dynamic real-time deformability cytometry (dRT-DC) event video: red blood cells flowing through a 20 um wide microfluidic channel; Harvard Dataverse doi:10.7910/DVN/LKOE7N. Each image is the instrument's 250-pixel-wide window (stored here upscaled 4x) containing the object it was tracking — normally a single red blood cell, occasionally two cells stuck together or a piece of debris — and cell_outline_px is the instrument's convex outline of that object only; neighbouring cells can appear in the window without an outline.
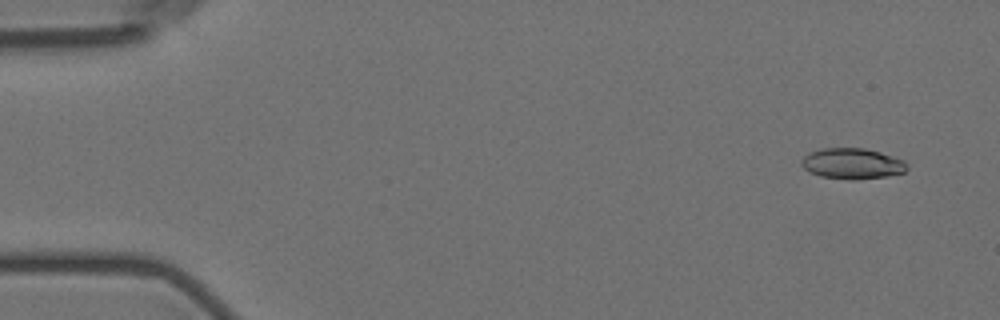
{"species": "Egyptian fruit bat (a non-hibernating species)", "species_latin": "Rousettus aegyptiacus", "temperature_condition": "room temperature", "stored_images_in_passage": 6, "segment_of_instrument_passage": [2, 2], "camera_frame_rate_fps": 3000, "um_per_image_px": 0.085, "animal": {"sex": "female"}, "frame": {"image": 1, "passage_image": 6, "time_ms": 6.0, "image_size_px": [1000, 320], "cell_outline_px": [[908, 168], [904, 172], [888, 176], [852, 180], [848, 180], [820, 176], [804, 168], [800, 164], [800, 160], [808, 152], [820, 148], [864, 148], [880, 152], [904, 160], [908, 164]], "centroid_in_image_um": [72.43, 13.9], "position_along_channel_um": 12.6, "area_um2": 19.07}}